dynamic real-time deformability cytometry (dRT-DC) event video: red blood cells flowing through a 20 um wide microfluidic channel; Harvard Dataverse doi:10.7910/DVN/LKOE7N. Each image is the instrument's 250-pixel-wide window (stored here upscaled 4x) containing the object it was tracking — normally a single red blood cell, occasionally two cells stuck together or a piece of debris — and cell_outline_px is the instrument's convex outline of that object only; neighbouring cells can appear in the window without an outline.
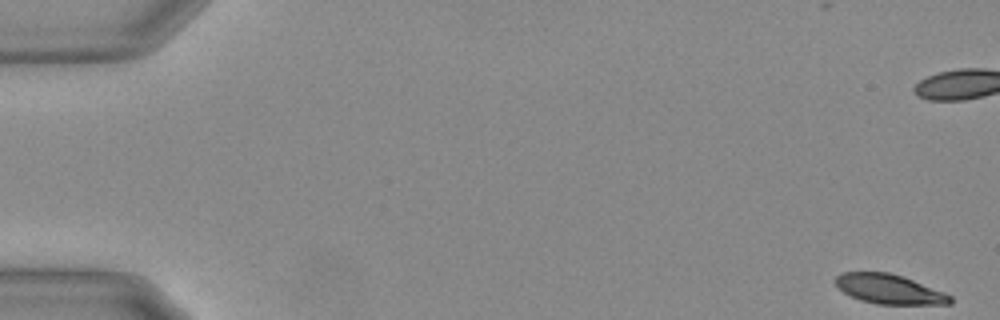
{"species": "Egyptian fruit bat (a non-hibernating species)", "species_latin": "Rousettus aegyptiacus", "temperature_condition": "warm", "stored_images_in_passage": 18, "camera_frame_rate_fps": 3000, "um_per_image_px": 0.085, "animal": {"sex": "female"}, "frame": {"image": 1, "passage_image": 1, "time_ms": 0.0, "image_size_px": [1000, 320], "cell_outline_px": [[952, 304], [876, 304], [860, 300], [844, 292], [836, 284], [836, 276], [840, 272], [888, 272], [912, 280], [944, 292], [952, 296]], "centroid_in_image_um": [75.58, 24.58], "position_along_channel_um": 9.4, "area_um2": 19.48}}